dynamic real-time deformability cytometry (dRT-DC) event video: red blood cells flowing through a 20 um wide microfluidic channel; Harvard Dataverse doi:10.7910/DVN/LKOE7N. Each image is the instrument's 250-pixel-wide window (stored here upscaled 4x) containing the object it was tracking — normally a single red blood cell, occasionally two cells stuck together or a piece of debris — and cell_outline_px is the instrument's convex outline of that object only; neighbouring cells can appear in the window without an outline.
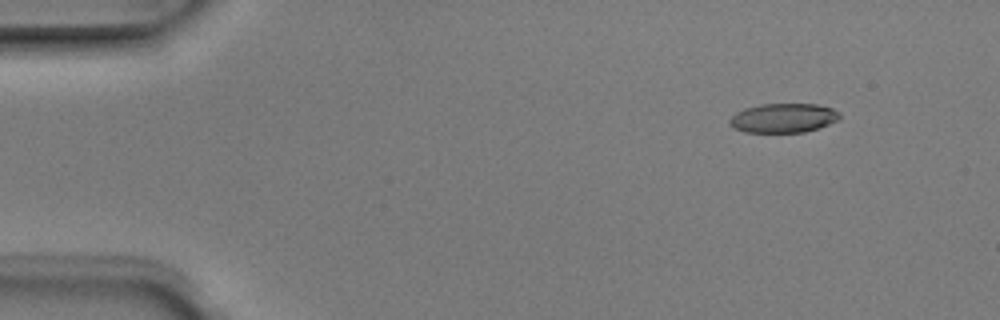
{"species": "Egyptian fruit bat (a non-hibernating species)", "species_latin": "Rousettus aegyptiacus", "temperature_condition": "room temperature", "stored_images_in_passage": 7, "camera_frame_rate_fps": 3000, "um_per_image_px": 0.085, "animal": {"sex": "male"}, "frame": {"image": 1, "passage_image": 1, "time_ms": 0.0, "image_size_px": [1000, 320], "cell_outline_px": [[840, 116], [836, 120], [828, 124], [804, 132], [744, 132], [732, 128], [728, 124], [728, 120], [736, 112], [744, 108], [760, 104], [816, 104], [832, 108], [840, 112]], "centroid_in_image_um": [66.53, 10.02], "position_along_channel_um": 18.5, "area_um2": 18.79}}
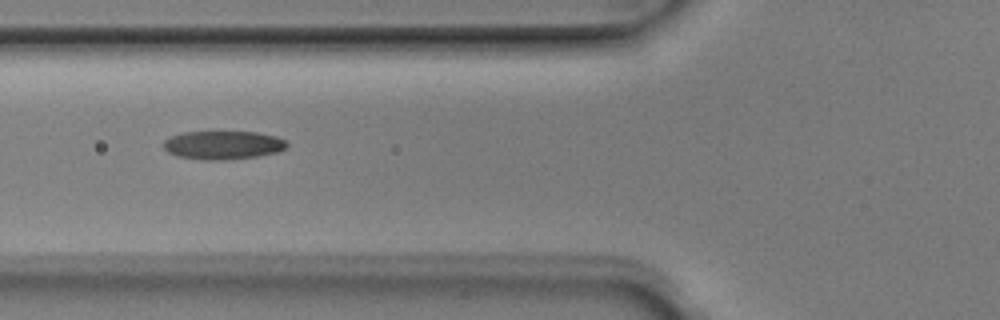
{"frame": {"image": 2, "passage_image": 5, "time_ms": 1.333, "image_size_px": [1000, 320], "cell_outline_px": [[288, 144], [280, 152], [260, 156], [228, 160], [204, 160], [176, 156], [168, 152], [160, 144], [164, 140], [172, 136], [184, 132], [256, 132], [276, 136], [284, 140]], "centroid_in_image_um": [18.94, 12.34], "position_along_channel_um": 106.9, "area_um2": 20.69}}
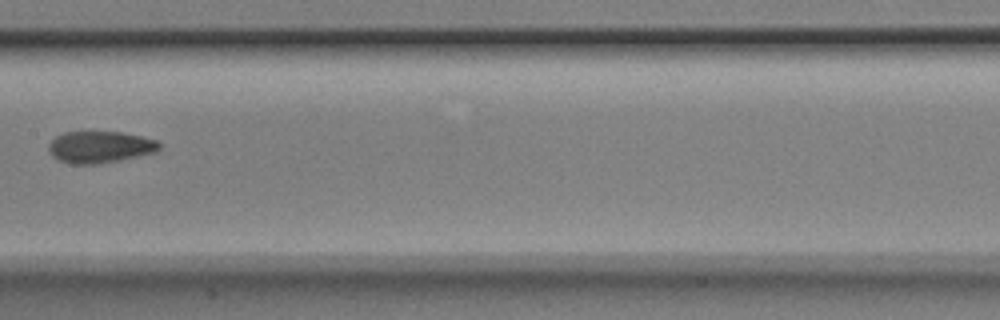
{"frame": {"image": 3, "passage_image": 7, "time_ms": 2.0, "image_size_px": [1000, 320], "cell_outline_px": [[160, 148], [156, 152], [120, 160], [96, 164], [68, 164], [52, 156], [48, 152], [48, 144], [56, 136], [64, 132], [124, 132], [156, 140], [160, 144]], "centroid_in_image_um": [8.47, 12.5], "position_along_channel_um": 198.9, "area_um2": 20.52}}